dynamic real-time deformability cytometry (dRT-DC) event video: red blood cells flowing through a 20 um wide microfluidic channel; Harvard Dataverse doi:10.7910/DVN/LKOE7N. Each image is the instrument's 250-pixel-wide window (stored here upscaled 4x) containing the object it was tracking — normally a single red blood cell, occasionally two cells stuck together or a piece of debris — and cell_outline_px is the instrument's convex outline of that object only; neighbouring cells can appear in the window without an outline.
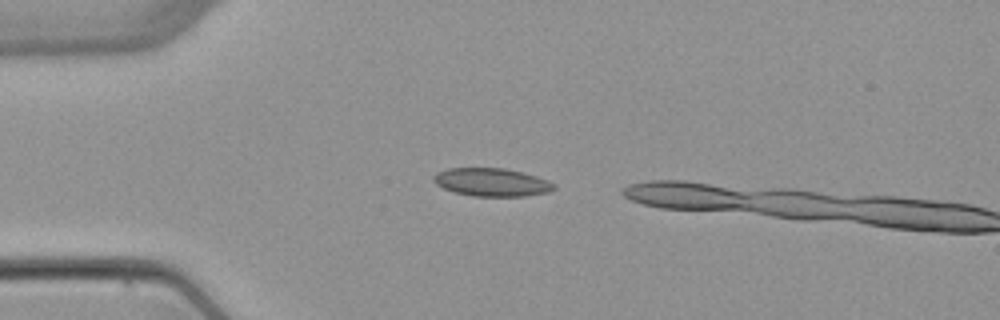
{"species": "common noctule bat (a hibernating species)", "species_latin": "Nyctalus noctula", "temperature_condition": "warm", "stored_images_in_passage": 2, "camera_frame_rate_fps": 3000, "um_per_image_px": 0.085, "animal": {"sex": "female", "body_mass_g": 22.7, "forearm_length_mm": 54.2}, "frame": {"image": 1, "passage_image": 1, "time_ms": 0.0, "image_size_px": [1000, 320], "cell_outline_px": [[556, 188], [548, 192], [524, 196], [472, 196], [456, 192], [444, 188], [436, 184], [432, 180], [432, 176], [448, 168], [504, 168], [536, 176], [548, 180], [556, 184]], "centroid_in_image_um": [41.81, 15.49], "position_along_channel_um": 43.2, "area_um2": 19.59}}